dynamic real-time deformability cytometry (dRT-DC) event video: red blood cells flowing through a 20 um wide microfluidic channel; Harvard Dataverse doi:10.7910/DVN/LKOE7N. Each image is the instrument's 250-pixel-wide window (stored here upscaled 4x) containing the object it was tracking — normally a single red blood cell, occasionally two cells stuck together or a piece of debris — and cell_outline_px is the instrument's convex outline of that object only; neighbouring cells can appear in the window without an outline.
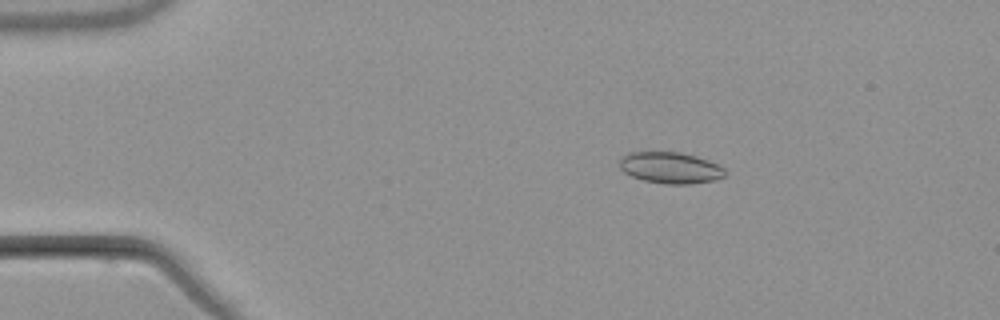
{"species": "common noctule bat (a hibernating species)", "species_latin": "Nyctalus noctula", "temperature_condition": "warm", "stored_images_in_passage": 3, "camera_frame_rate_fps": 3000, "um_per_image_px": 0.085, "animal": {"sex": "male", "body_mass_g": 21.5, "forearm_length_mm": 52.0}, "frame": {"image": 1, "passage_image": 2, "time_ms": 1.333, "image_size_px": [1000, 320], "cell_outline_px": [[728, 172], [724, 176], [716, 180], [688, 184], [668, 184], [644, 180], [632, 176], [624, 172], [620, 168], [620, 156], [628, 152], [680, 152], [696, 156], [720, 164]], "centroid_in_image_um": [57.01, 14.25], "position_along_channel_um": 28.0, "area_um2": 19.42}}